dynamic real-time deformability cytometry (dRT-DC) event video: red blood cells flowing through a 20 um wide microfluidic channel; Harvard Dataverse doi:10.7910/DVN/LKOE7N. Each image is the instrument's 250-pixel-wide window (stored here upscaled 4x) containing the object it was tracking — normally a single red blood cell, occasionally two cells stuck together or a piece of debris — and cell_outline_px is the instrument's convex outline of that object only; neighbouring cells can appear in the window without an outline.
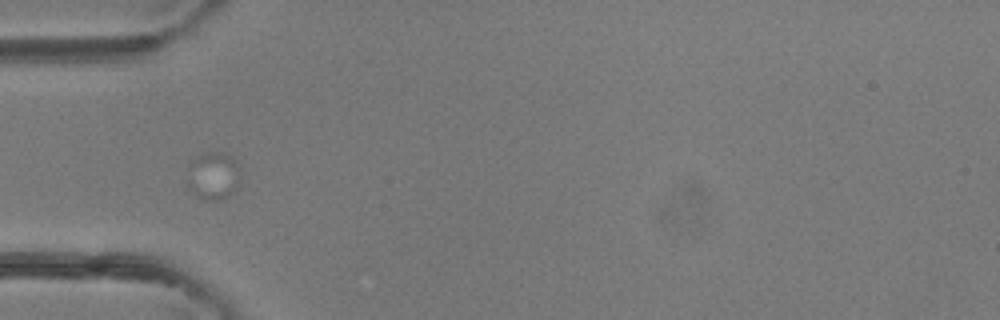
{"species": "common noctule bat (a hibernating species)", "species_latin": "Nyctalus noctula", "temperature_condition": "room temperature", "stored_images_in_passage": 10, "camera_frame_rate_fps": 3000, "um_per_image_px": 0.085, "animal": {"sex": "female"}, "frame": {"image": 1, "passage_image": 4, "time_ms": 1.0, "image_size_px": [1000, 320], "cell_outline_px": [[236, 188], [228, 196], [220, 200], [204, 200], [196, 196], [184, 184], [188, 160], [204, 152], [224, 152], [232, 156], [236, 164]], "centroid_in_image_um": [17.97, 14.93], "position_along_channel_um": 67.0, "area_um2": 15.09}}
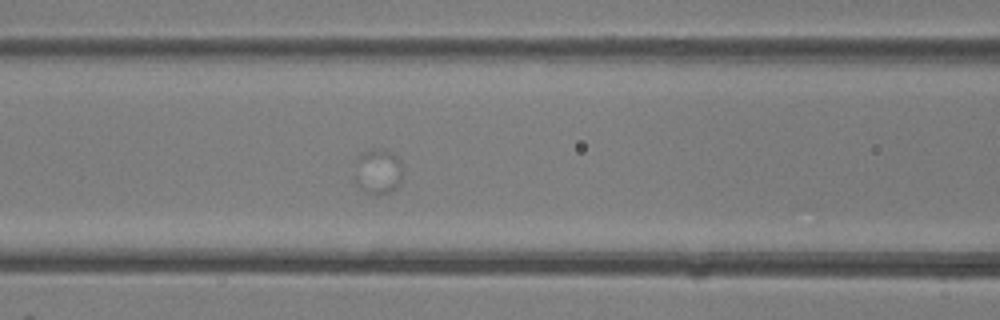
{"frame": {"image": 2, "passage_image": 9, "time_ms": 2.667, "image_size_px": [1000, 320], "cell_outline_px": [[400, 184], [396, 188], [388, 192], [376, 196], [364, 192], [356, 184], [352, 176], [356, 160], [360, 152], [376, 148], [380, 148], [396, 152], [400, 160]], "centroid_in_image_um": [32.07, 14.56], "position_along_channel_um": 134.5, "area_um2": 13.24}}